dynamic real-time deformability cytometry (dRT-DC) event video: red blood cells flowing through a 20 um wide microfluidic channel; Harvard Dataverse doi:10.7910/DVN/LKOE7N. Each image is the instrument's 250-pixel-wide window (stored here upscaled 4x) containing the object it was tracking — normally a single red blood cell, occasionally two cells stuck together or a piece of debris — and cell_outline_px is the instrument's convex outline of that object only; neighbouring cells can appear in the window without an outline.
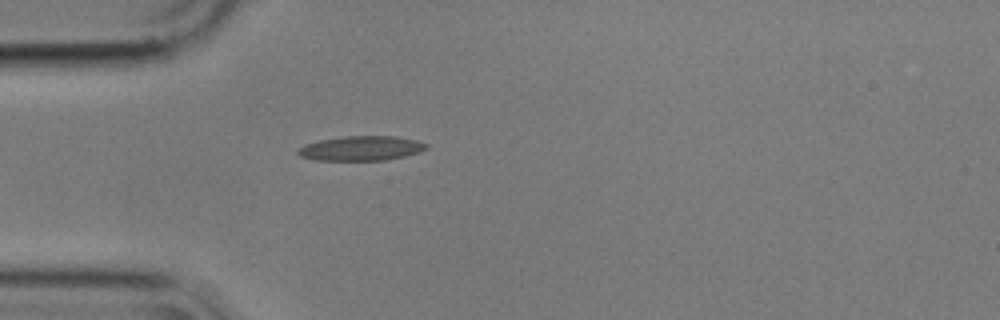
{"species": "common noctule bat (a hibernating species)", "species_latin": "Nyctalus noctula", "temperature_condition": "cold", "stored_images_in_passage": 41, "camera_frame_rate_fps": 3000, "um_per_image_px": 0.085, "animal": {"sex": "male", "body_mass_g": 17.9}, "frame": {"image": 1, "passage_image": 1, "time_ms": 0.0, "image_size_px": [1000, 320], "cell_outline_px": [[428, 148], [420, 152], [404, 156], [384, 160], [316, 160], [300, 156], [296, 152], [296, 148], [304, 144], [320, 140], [344, 136], [396, 136], [416, 140], [428, 144]], "centroid_in_image_um": [30.68, 12.6], "position_along_channel_um": 54.3, "area_um2": 18.5}}
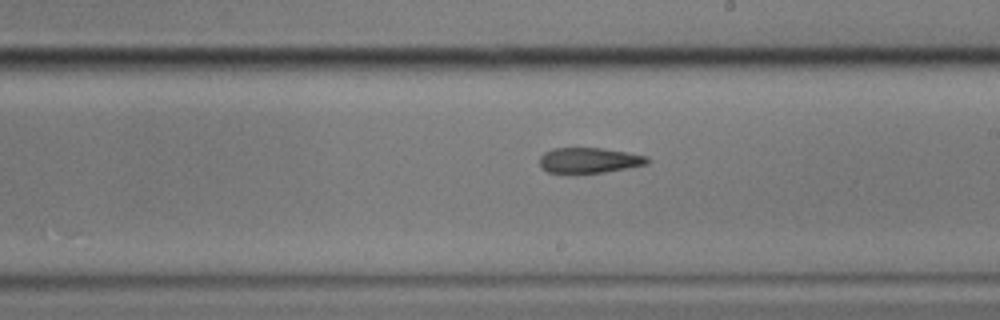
{"frame": {"image": 2, "passage_image": 17, "time_ms": 5.333, "image_size_px": [1000, 320], "cell_outline_px": [[652, 160], [648, 164], [604, 172], [548, 172], [540, 168], [540, 156], [544, 152], [552, 148], [604, 148], [628, 152], [648, 156]], "centroid_in_image_um": [50.11, 13.61], "position_along_channel_um": 238.9, "area_um2": 15.95}}
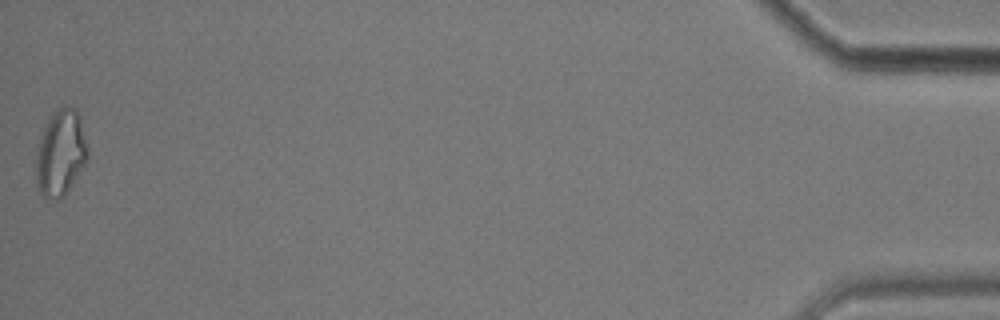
{"frame": {"image": 3, "passage_image": 41, "time_ms": 13.333, "image_size_px": [1000, 320], "cell_outline_px": [[88, 156], [84, 164], [64, 196], [56, 200], [48, 200], [40, 192], [36, 184], [36, 156], [40, 140], [44, 128], [48, 120], [64, 104], [76, 108], [80, 120], [88, 152]], "centroid_in_image_um": [5.14, 13.03], "position_along_channel_um": 430.1, "area_um2": 25.37}, "authors_computed_cell_mechanics": {"area_um2": 17.5712, "velocity_mm_per_s": 3.5667, "shape_relaxation_time_tau1_ms": null, "shape_relaxation_time_tau2_ms": 9.2916, "deformation_change_tau1": null, "deformation_change_tau2": 0.1941}}